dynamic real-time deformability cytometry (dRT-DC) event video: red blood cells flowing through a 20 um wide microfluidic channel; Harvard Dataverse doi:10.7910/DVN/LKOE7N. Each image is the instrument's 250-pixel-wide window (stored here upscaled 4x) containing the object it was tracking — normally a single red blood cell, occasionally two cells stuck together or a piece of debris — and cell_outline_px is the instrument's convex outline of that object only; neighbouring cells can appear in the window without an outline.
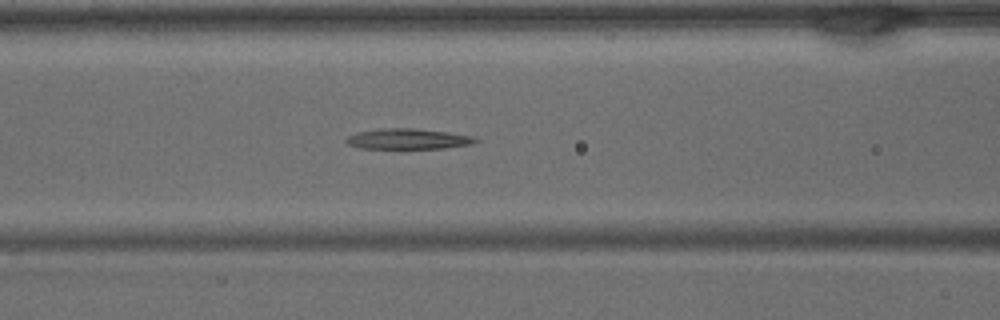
{"species": "common noctule bat (a hibernating species)", "species_latin": "Nyctalus noctula", "temperature_condition": "warm", "stored_images_in_passage": 33, "camera_frame_rate_fps": 3000, "um_per_image_px": 0.085, "animal": {"sex": "male", "body_mass_g": 15.6}, "frame": {"image": 1, "passage_image": 8, "time_ms": 2.333, "image_size_px": [1000, 320], "cell_outline_px": [[480, 140], [472, 144], [444, 148], [360, 148], [348, 144], [344, 140], [348, 136], [356, 132], [384, 128], [412, 128], [448, 132], [476, 136]], "centroid_in_image_um": [34.71, 11.8], "position_along_channel_um": 131.9, "area_um2": 15.49}}
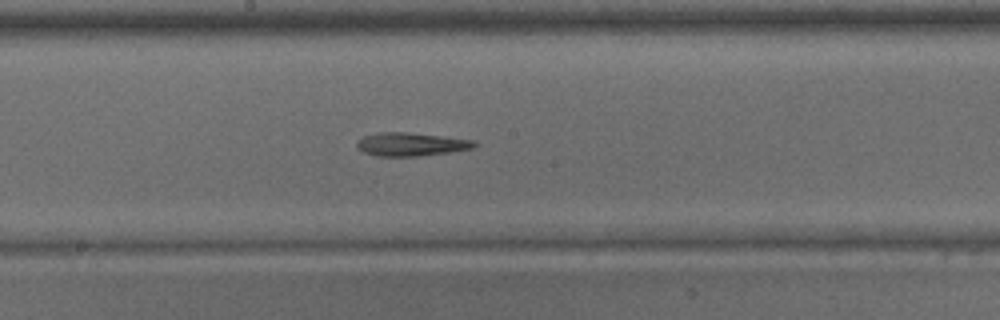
{"frame": {"image": 2, "passage_image": 13, "time_ms": 4.0, "image_size_px": [1000, 320], "cell_outline_px": [[480, 144], [472, 148], [448, 152], [416, 156], [380, 156], [364, 152], [356, 144], [356, 140], [364, 136], [376, 132], [408, 132], [472, 140]], "centroid_in_image_um": [34.91, 12.25], "position_along_channel_um": 213.3, "area_um2": 15.78}}
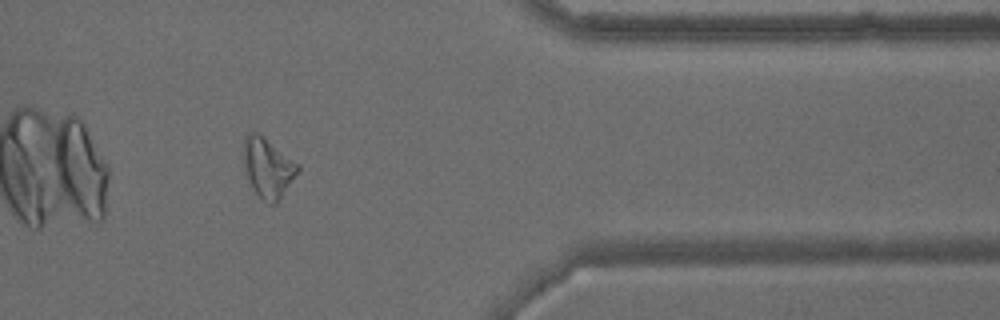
{"frame": {"image": 3, "passage_image": 25, "time_ms": 8.0, "image_size_px": [1000, 320], "cell_outline_px": [[300, 168], [276, 204], [268, 204], [252, 188], [244, 172], [244, 136], [248, 132], [256, 132], [300, 164]], "centroid_in_image_um": [22.75, 14.26], "position_along_channel_um": 388.7, "area_um2": 18.55}}